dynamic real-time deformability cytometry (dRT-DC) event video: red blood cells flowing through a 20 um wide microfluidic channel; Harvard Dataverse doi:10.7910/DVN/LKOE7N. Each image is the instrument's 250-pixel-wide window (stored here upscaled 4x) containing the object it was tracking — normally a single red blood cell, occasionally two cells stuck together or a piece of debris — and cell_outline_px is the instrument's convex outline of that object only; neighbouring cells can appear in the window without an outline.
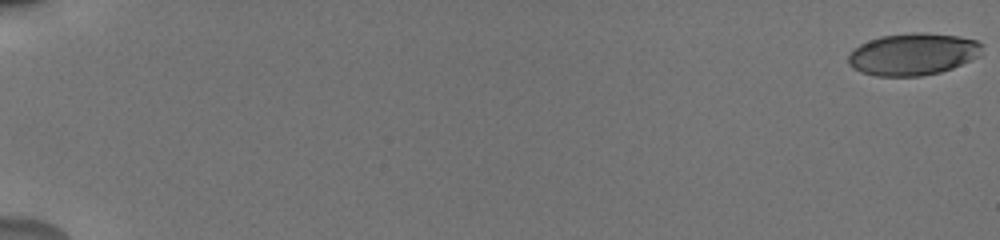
{"species": "human", "species_latin": "Homo sapiens", "temperature_condition": "cold", "stored_images_in_passage": 57, "camera_frame_rate_fps": 3000, "um_per_image_px": 0.085, "donor": {"sex": "male"}, "frame": {"image": 1, "passage_image": 1, "time_ms": 0.0, "image_size_px": [1000, 240], "cell_outline_px": [[984, 44], [980, 56], [952, 68], [940, 72], [920, 76], [876, 76], [860, 72], [852, 68], [848, 64], [848, 56], [860, 44], [868, 40], [880, 36], [912, 32], [924, 32], [960, 36], [976, 40]], "centroid_in_image_um": [77.62, 4.6], "position_along_channel_um": 7.4, "area_um2": 33.06}}
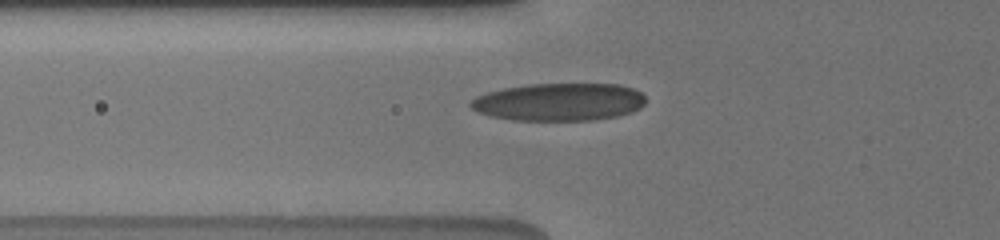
{"frame": {"image": 2, "passage_image": 23, "time_ms": 7.333, "image_size_px": [1000, 240], "cell_outline_px": [[644, 104], [640, 108], [632, 112], [616, 116], [592, 120], [512, 120], [492, 116], [476, 112], [468, 104], [476, 96], [500, 88], [528, 84], [620, 84], [632, 88], [640, 92], [644, 96]], "centroid_in_image_um": [47.5, 8.66], "position_along_channel_um": 78.3, "area_um2": 38.55}}
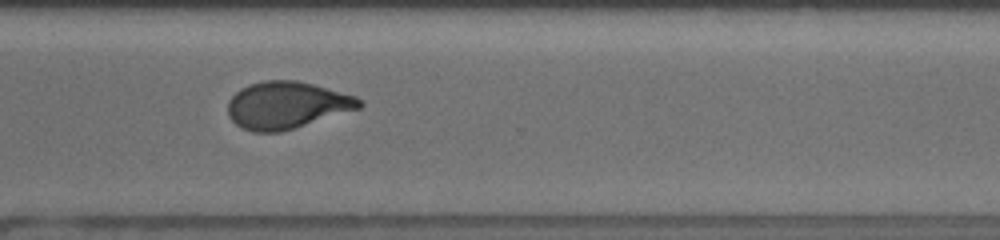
{"frame": {"image": 3, "passage_image": 44, "time_ms": 14.333, "image_size_px": [1000, 240], "cell_outline_px": [[364, 104], [360, 108], [280, 132], [252, 132], [236, 124], [228, 116], [228, 100], [240, 88], [248, 84], [264, 80], [296, 80], [312, 84], [356, 96], [364, 100]], "centroid_in_image_um": [24.36, 8.93], "position_along_channel_um": 346.2, "area_um2": 36.01}, "authors_computed_cell_mechanics": {"area_um2": 35.9516, "velocity_mm_per_s": 3.8319, "shape_relaxation_time_tau1_ms": 8.074, "shape_relaxation_time_tau2_ms": 1.1819, "deformation_change_tau1": 0.2222, "deformation_change_tau2": 0.0709}}